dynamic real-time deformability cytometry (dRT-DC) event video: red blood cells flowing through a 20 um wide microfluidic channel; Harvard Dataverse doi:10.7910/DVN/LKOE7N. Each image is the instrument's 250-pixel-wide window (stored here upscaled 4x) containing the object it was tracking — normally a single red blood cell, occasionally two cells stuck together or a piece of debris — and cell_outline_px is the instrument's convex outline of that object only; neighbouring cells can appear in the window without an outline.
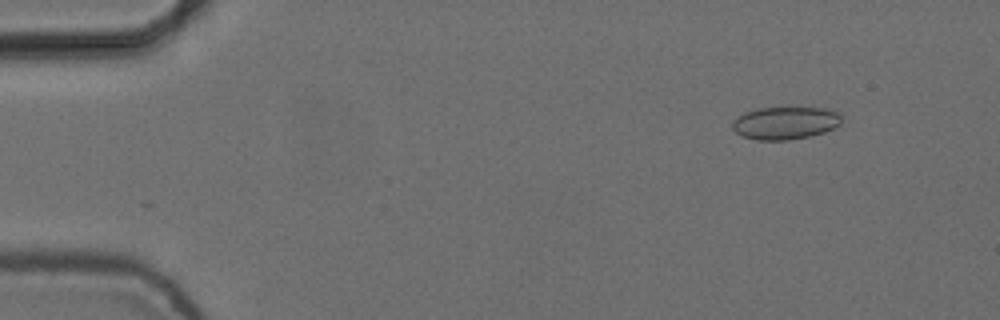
{"species": "common noctule bat (a hibernating species)", "species_latin": "Nyctalus noctula", "temperature_condition": "cold", "stored_images_in_passage": 50, "camera_frame_rate_fps": 3000, "um_per_image_px": 0.085, "animal": {"sex": "female", "body_mass_g": 24.6, "forearm_length_mm": 56.2}, "frame": {"image": 1, "passage_image": 6, "time_ms": 1.667, "image_size_px": [1000, 320], "cell_outline_px": [[840, 124], [836, 128], [824, 132], [808, 136], [788, 140], [756, 140], [744, 136], [736, 132], [732, 128], [732, 120], [744, 112], [756, 108], [828, 108], [836, 112], [840, 116]], "centroid_in_image_um": [66.72, 10.45], "position_along_channel_um": 18.3, "area_um2": 20.75}}
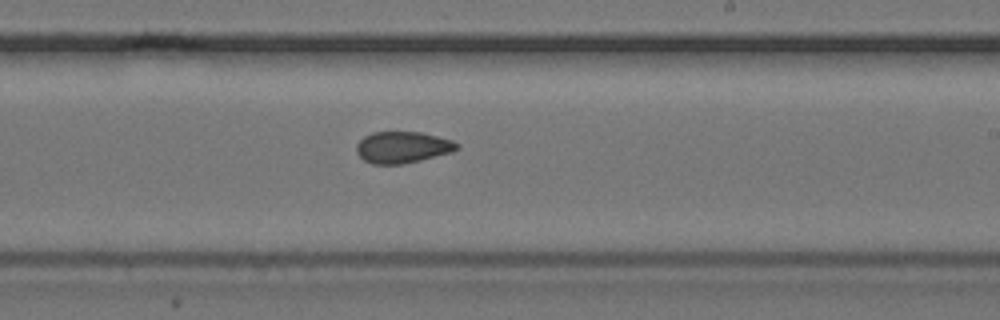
{"frame": {"image": 2, "passage_image": 33, "time_ms": 10.667, "image_size_px": [1000, 320], "cell_outline_px": [[460, 148], [452, 152], [404, 164], [372, 164], [364, 160], [356, 152], [356, 144], [364, 136], [372, 132], [420, 132], [452, 140], [460, 144]], "centroid_in_image_um": [34.21, 12.52], "position_along_channel_um": 254.8, "area_um2": 18.5}}
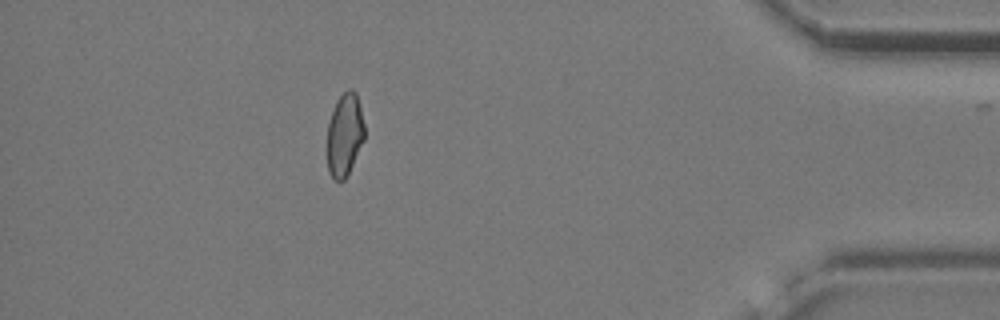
{"frame": {"image": 3, "passage_image": 49, "time_ms": 16.0, "image_size_px": [1000, 320], "cell_outline_px": [[364, 140], [344, 180], [336, 180], [328, 172], [328, 124], [336, 100], [348, 88], [352, 88], [356, 92], [364, 124]], "centroid_in_image_um": [29.3, 11.41], "position_along_channel_um": 405.9, "area_um2": 17.69}}